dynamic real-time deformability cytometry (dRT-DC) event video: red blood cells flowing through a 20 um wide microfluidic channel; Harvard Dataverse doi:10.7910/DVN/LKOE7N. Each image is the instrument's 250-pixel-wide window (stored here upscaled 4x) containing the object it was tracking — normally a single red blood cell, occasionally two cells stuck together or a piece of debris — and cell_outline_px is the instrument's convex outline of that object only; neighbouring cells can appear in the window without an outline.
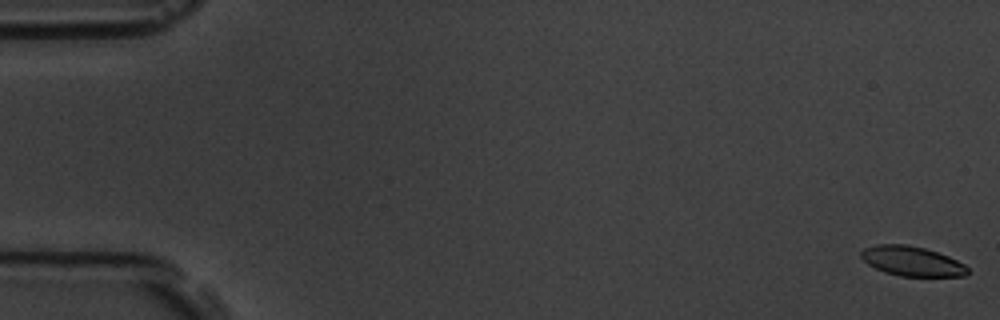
{"species": "common noctule bat (a hibernating species)", "species_latin": "Nyctalus noctula", "temperature_condition": "room temperature", "stored_images_in_passage": 58, "camera_frame_rate_fps": 3000, "um_per_image_px": 0.085, "animal": {"sex": "male", "body_mass_g": 19.5, "forearm_length_mm": 54.6}, "frame": {"image": 1, "passage_image": 1, "time_ms": 0.0, "image_size_px": [1000, 320], "cell_outline_px": [[968, 272], [964, 276], [900, 276], [884, 272], [868, 264], [860, 256], [860, 252], [864, 248], [876, 244], [908, 244], [924, 248], [948, 256], [964, 264], [968, 268]], "centroid_in_image_um": [77.49, 22.19], "position_along_channel_um": 7.5, "area_um2": 18.38}}
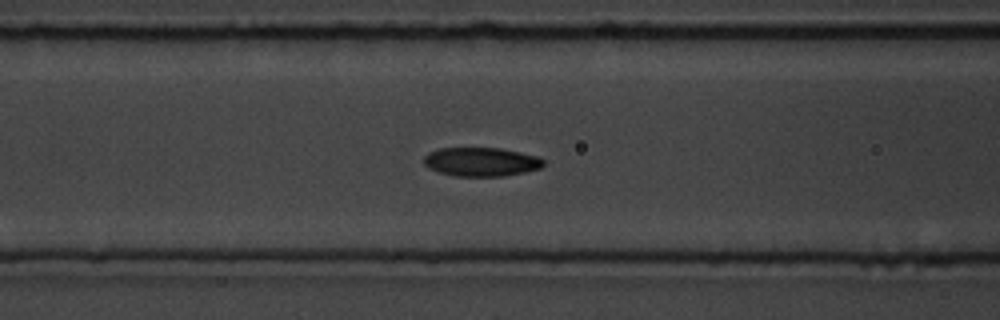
{"frame": {"image": 2, "passage_image": 24, "time_ms": 7.667, "image_size_px": [1000, 320], "cell_outline_px": [[544, 164], [540, 168], [524, 172], [504, 176], [456, 176], [440, 172], [428, 168], [424, 164], [424, 156], [428, 152], [440, 148], [500, 148], [520, 152], [536, 156], [544, 160]], "centroid_in_image_um": [40.88, 13.75], "position_along_channel_um": 125.7, "area_um2": 20.06}}
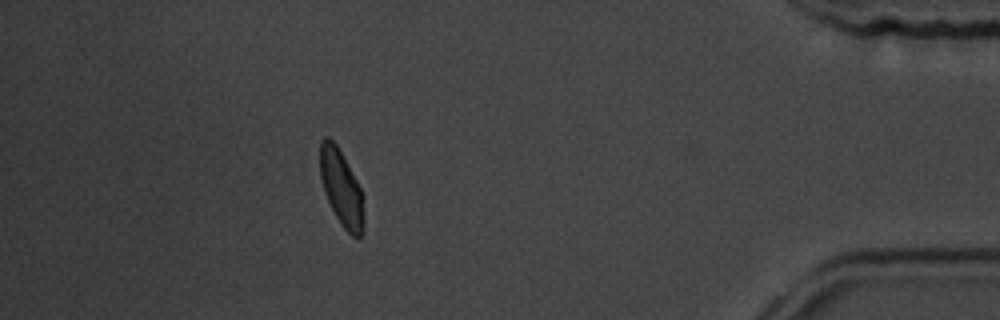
{"frame": {"image": 3, "passage_image": 52, "time_ms": 17.0, "image_size_px": [1000, 320], "cell_outline_px": [[364, 232], [360, 236], [352, 236], [340, 224], [324, 192], [320, 176], [320, 140], [324, 136], [328, 136], [336, 144], [356, 180], [364, 196]], "centroid_in_image_um": [29.03, 16.0], "position_along_channel_um": 406.2, "area_um2": 19.42}, "authors_computed_cell_mechanics": {"area_um2": 19.7965, "velocity_mm_per_s": 3.5481, "shape_relaxation_time_tau1_ms": 3.4352, "shape_relaxation_time_tau2_ms": 2.6679, "deformation_change_tau1": 0.0997, "deformation_change_tau2": 0.0639}}